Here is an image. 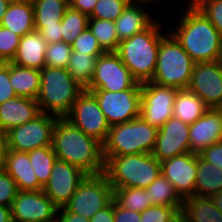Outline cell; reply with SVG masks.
I'll return each instance as SVG.
<instances>
[{
    "label": "cell",
    "mask_w": 222,
    "mask_h": 222,
    "mask_svg": "<svg viewBox=\"0 0 222 222\" xmlns=\"http://www.w3.org/2000/svg\"><path fill=\"white\" fill-rule=\"evenodd\" d=\"M52 148L57 159L78 167L87 175L105 171L103 145L65 118H58L54 125Z\"/></svg>",
    "instance_id": "obj_1"
},
{
    "label": "cell",
    "mask_w": 222,
    "mask_h": 222,
    "mask_svg": "<svg viewBox=\"0 0 222 222\" xmlns=\"http://www.w3.org/2000/svg\"><path fill=\"white\" fill-rule=\"evenodd\" d=\"M188 3L174 31H168L195 63L221 60L222 36L191 1Z\"/></svg>",
    "instance_id": "obj_2"
},
{
    "label": "cell",
    "mask_w": 222,
    "mask_h": 222,
    "mask_svg": "<svg viewBox=\"0 0 222 222\" xmlns=\"http://www.w3.org/2000/svg\"><path fill=\"white\" fill-rule=\"evenodd\" d=\"M162 23L155 20L147 29L120 41L115 53L132 76L144 83L153 79L163 33Z\"/></svg>",
    "instance_id": "obj_3"
},
{
    "label": "cell",
    "mask_w": 222,
    "mask_h": 222,
    "mask_svg": "<svg viewBox=\"0 0 222 222\" xmlns=\"http://www.w3.org/2000/svg\"><path fill=\"white\" fill-rule=\"evenodd\" d=\"M83 90L67 68L45 66L40 70V92L36 99L40 112L64 118Z\"/></svg>",
    "instance_id": "obj_4"
},
{
    "label": "cell",
    "mask_w": 222,
    "mask_h": 222,
    "mask_svg": "<svg viewBox=\"0 0 222 222\" xmlns=\"http://www.w3.org/2000/svg\"><path fill=\"white\" fill-rule=\"evenodd\" d=\"M113 188H147L160 174V162L152 153L112 156L105 171Z\"/></svg>",
    "instance_id": "obj_5"
},
{
    "label": "cell",
    "mask_w": 222,
    "mask_h": 222,
    "mask_svg": "<svg viewBox=\"0 0 222 222\" xmlns=\"http://www.w3.org/2000/svg\"><path fill=\"white\" fill-rule=\"evenodd\" d=\"M158 129L141 117L110 126L107 140L103 144V159L112 156L152 153Z\"/></svg>",
    "instance_id": "obj_6"
},
{
    "label": "cell",
    "mask_w": 222,
    "mask_h": 222,
    "mask_svg": "<svg viewBox=\"0 0 222 222\" xmlns=\"http://www.w3.org/2000/svg\"><path fill=\"white\" fill-rule=\"evenodd\" d=\"M167 32L162 36L159 45L156 70L151 82L187 89L195 62L175 37L169 31Z\"/></svg>",
    "instance_id": "obj_7"
},
{
    "label": "cell",
    "mask_w": 222,
    "mask_h": 222,
    "mask_svg": "<svg viewBox=\"0 0 222 222\" xmlns=\"http://www.w3.org/2000/svg\"><path fill=\"white\" fill-rule=\"evenodd\" d=\"M114 201V189L105 173L86 175L70 201L63 206L67 212L91 219L99 210Z\"/></svg>",
    "instance_id": "obj_8"
},
{
    "label": "cell",
    "mask_w": 222,
    "mask_h": 222,
    "mask_svg": "<svg viewBox=\"0 0 222 222\" xmlns=\"http://www.w3.org/2000/svg\"><path fill=\"white\" fill-rule=\"evenodd\" d=\"M141 85L115 52H105L96 59L92 80L85 90L119 92L141 89Z\"/></svg>",
    "instance_id": "obj_9"
},
{
    "label": "cell",
    "mask_w": 222,
    "mask_h": 222,
    "mask_svg": "<svg viewBox=\"0 0 222 222\" xmlns=\"http://www.w3.org/2000/svg\"><path fill=\"white\" fill-rule=\"evenodd\" d=\"M64 118L102 145L107 140L110 125L90 91L84 89L78 95L71 110Z\"/></svg>",
    "instance_id": "obj_10"
},
{
    "label": "cell",
    "mask_w": 222,
    "mask_h": 222,
    "mask_svg": "<svg viewBox=\"0 0 222 222\" xmlns=\"http://www.w3.org/2000/svg\"><path fill=\"white\" fill-rule=\"evenodd\" d=\"M180 89L151 81L141 85L140 117L157 129L173 117V107Z\"/></svg>",
    "instance_id": "obj_11"
},
{
    "label": "cell",
    "mask_w": 222,
    "mask_h": 222,
    "mask_svg": "<svg viewBox=\"0 0 222 222\" xmlns=\"http://www.w3.org/2000/svg\"><path fill=\"white\" fill-rule=\"evenodd\" d=\"M59 117L41 112L34 119L7 132L9 150L29 152L52 146L53 128Z\"/></svg>",
    "instance_id": "obj_12"
},
{
    "label": "cell",
    "mask_w": 222,
    "mask_h": 222,
    "mask_svg": "<svg viewBox=\"0 0 222 222\" xmlns=\"http://www.w3.org/2000/svg\"><path fill=\"white\" fill-rule=\"evenodd\" d=\"M141 89H126L119 92L87 90L96 98L110 126L140 117Z\"/></svg>",
    "instance_id": "obj_13"
},
{
    "label": "cell",
    "mask_w": 222,
    "mask_h": 222,
    "mask_svg": "<svg viewBox=\"0 0 222 222\" xmlns=\"http://www.w3.org/2000/svg\"><path fill=\"white\" fill-rule=\"evenodd\" d=\"M187 89L209 108H217L222 103V60L195 63Z\"/></svg>",
    "instance_id": "obj_14"
},
{
    "label": "cell",
    "mask_w": 222,
    "mask_h": 222,
    "mask_svg": "<svg viewBox=\"0 0 222 222\" xmlns=\"http://www.w3.org/2000/svg\"><path fill=\"white\" fill-rule=\"evenodd\" d=\"M57 211L43 190L19 191L11 205L13 222H55Z\"/></svg>",
    "instance_id": "obj_15"
},
{
    "label": "cell",
    "mask_w": 222,
    "mask_h": 222,
    "mask_svg": "<svg viewBox=\"0 0 222 222\" xmlns=\"http://www.w3.org/2000/svg\"><path fill=\"white\" fill-rule=\"evenodd\" d=\"M86 175L78 167L57 159L49 181L43 186V192L58 208H61L70 201Z\"/></svg>",
    "instance_id": "obj_16"
},
{
    "label": "cell",
    "mask_w": 222,
    "mask_h": 222,
    "mask_svg": "<svg viewBox=\"0 0 222 222\" xmlns=\"http://www.w3.org/2000/svg\"><path fill=\"white\" fill-rule=\"evenodd\" d=\"M185 153H190L189 125L172 117L158 129L152 155L161 162Z\"/></svg>",
    "instance_id": "obj_17"
},
{
    "label": "cell",
    "mask_w": 222,
    "mask_h": 222,
    "mask_svg": "<svg viewBox=\"0 0 222 222\" xmlns=\"http://www.w3.org/2000/svg\"><path fill=\"white\" fill-rule=\"evenodd\" d=\"M160 165L161 174L174 185L182 199L195 195L197 154L190 152L174 156L161 161Z\"/></svg>",
    "instance_id": "obj_18"
},
{
    "label": "cell",
    "mask_w": 222,
    "mask_h": 222,
    "mask_svg": "<svg viewBox=\"0 0 222 222\" xmlns=\"http://www.w3.org/2000/svg\"><path fill=\"white\" fill-rule=\"evenodd\" d=\"M222 141V116L217 108H209L189 125L190 152L201 153L214 143Z\"/></svg>",
    "instance_id": "obj_19"
},
{
    "label": "cell",
    "mask_w": 222,
    "mask_h": 222,
    "mask_svg": "<svg viewBox=\"0 0 222 222\" xmlns=\"http://www.w3.org/2000/svg\"><path fill=\"white\" fill-rule=\"evenodd\" d=\"M36 99L16 96L0 104V131L11 129L34 119L40 114Z\"/></svg>",
    "instance_id": "obj_20"
},
{
    "label": "cell",
    "mask_w": 222,
    "mask_h": 222,
    "mask_svg": "<svg viewBox=\"0 0 222 222\" xmlns=\"http://www.w3.org/2000/svg\"><path fill=\"white\" fill-rule=\"evenodd\" d=\"M3 168L14 179L19 191L43 190L30 163L28 152L9 150Z\"/></svg>",
    "instance_id": "obj_21"
},
{
    "label": "cell",
    "mask_w": 222,
    "mask_h": 222,
    "mask_svg": "<svg viewBox=\"0 0 222 222\" xmlns=\"http://www.w3.org/2000/svg\"><path fill=\"white\" fill-rule=\"evenodd\" d=\"M48 43L34 30L20 38L13 64L42 70L46 66L45 53Z\"/></svg>",
    "instance_id": "obj_22"
},
{
    "label": "cell",
    "mask_w": 222,
    "mask_h": 222,
    "mask_svg": "<svg viewBox=\"0 0 222 222\" xmlns=\"http://www.w3.org/2000/svg\"><path fill=\"white\" fill-rule=\"evenodd\" d=\"M130 2L122 14L114 21L119 41L130 38L147 29L154 21L145 9V4Z\"/></svg>",
    "instance_id": "obj_23"
},
{
    "label": "cell",
    "mask_w": 222,
    "mask_h": 222,
    "mask_svg": "<svg viewBox=\"0 0 222 222\" xmlns=\"http://www.w3.org/2000/svg\"><path fill=\"white\" fill-rule=\"evenodd\" d=\"M0 26L5 27L20 37L35 30L32 0L12 1L2 18Z\"/></svg>",
    "instance_id": "obj_24"
},
{
    "label": "cell",
    "mask_w": 222,
    "mask_h": 222,
    "mask_svg": "<svg viewBox=\"0 0 222 222\" xmlns=\"http://www.w3.org/2000/svg\"><path fill=\"white\" fill-rule=\"evenodd\" d=\"M181 213L185 222H222V213L210 197H186L183 199Z\"/></svg>",
    "instance_id": "obj_25"
},
{
    "label": "cell",
    "mask_w": 222,
    "mask_h": 222,
    "mask_svg": "<svg viewBox=\"0 0 222 222\" xmlns=\"http://www.w3.org/2000/svg\"><path fill=\"white\" fill-rule=\"evenodd\" d=\"M9 79L17 96L37 99L40 92V70L9 62Z\"/></svg>",
    "instance_id": "obj_26"
},
{
    "label": "cell",
    "mask_w": 222,
    "mask_h": 222,
    "mask_svg": "<svg viewBox=\"0 0 222 222\" xmlns=\"http://www.w3.org/2000/svg\"><path fill=\"white\" fill-rule=\"evenodd\" d=\"M195 196L211 197L222 191V169L197 155Z\"/></svg>",
    "instance_id": "obj_27"
},
{
    "label": "cell",
    "mask_w": 222,
    "mask_h": 222,
    "mask_svg": "<svg viewBox=\"0 0 222 222\" xmlns=\"http://www.w3.org/2000/svg\"><path fill=\"white\" fill-rule=\"evenodd\" d=\"M208 109L209 107L197 95L188 89H180L174 102L173 117L190 125Z\"/></svg>",
    "instance_id": "obj_28"
},
{
    "label": "cell",
    "mask_w": 222,
    "mask_h": 222,
    "mask_svg": "<svg viewBox=\"0 0 222 222\" xmlns=\"http://www.w3.org/2000/svg\"><path fill=\"white\" fill-rule=\"evenodd\" d=\"M35 26L58 25L69 7V0H32Z\"/></svg>",
    "instance_id": "obj_29"
},
{
    "label": "cell",
    "mask_w": 222,
    "mask_h": 222,
    "mask_svg": "<svg viewBox=\"0 0 222 222\" xmlns=\"http://www.w3.org/2000/svg\"><path fill=\"white\" fill-rule=\"evenodd\" d=\"M145 190L152 199V205L182 207L183 199L176 192L174 185L160 174Z\"/></svg>",
    "instance_id": "obj_30"
},
{
    "label": "cell",
    "mask_w": 222,
    "mask_h": 222,
    "mask_svg": "<svg viewBox=\"0 0 222 222\" xmlns=\"http://www.w3.org/2000/svg\"><path fill=\"white\" fill-rule=\"evenodd\" d=\"M99 56L101 55H89L72 50L67 70L73 79L84 89L92 80L95 62Z\"/></svg>",
    "instance_id": "obj_31"
},
{
    "label": "cell",
    "mask_w": 222,
    "mask_h": 222,
    "mask_svg": "<svg viewBox=\"0 0 222 222\" xmlns=\"http://www.w3.org/2000/svg\"><path fill=\"white\" fill-rule=\"evenodd\" d=\"M114 200L124 209L142 212L153 206L152 199L144 188H113Z\"/></svg>",
    "instance_id": "obj_32"
},
{
    "label": "cell",
    "mask_w": 222,
    "mask_h": 222,
    "mask_svg": "<svg viewBox=\"0 0 222 222\" xmlns=\"http://www.w3.org/2000/svg\"><path fill=\"white\" fill-rule=\"evenodd\" d=\"M28 154L38 182L44 186L49 181L57 156L52 146L36 148L29 151Z\"/></svg>",
    "instance_id": "obj_33"
},
{
    "label": "cell",
    "mask_w": 222,
    "mask_h": 222,
    "mask_svg": "<svg viewBox=\"0 0 222 222\" xmlns=\"http://www.w3.org/2000/svg\"><path fill=\"white\" fill-rule=\"evenodd\" d=\"M88 28L105 52H115L117 50L120 41L113 21L89 18Z\"/></svg>",
    "instance_id": "obj_34"
},
{
    "label": "cell",
    "mask_w": 222,
    "mask_h": 222,
    "mask_svg": "<svg viewBox=\"0 0 222 222\" xmlns=\"http://www.w3.org/2000/svg\"><path fill=\"white\" fill-rule=\"evenodd\" d=\"M88 20L87 14L69 6L61 21L62 41L71 45L80 33L88 27Z\"/></svg>",
    "instance_id": "obj_35"
},
{
    "label": "cell",
    "mask_w": 222,
    "mask_h": 222,
    "mask_svg": "<svg viewBox=\"0 0 222 222\" xmlns=\"http://www.w3.org/2000/svg\"><path fill=\"white\" fill-rule=\"evenodd\" d=\"M131 0H98L89 18L115 21Z\"/></svg>",
    "instance_id": "obj_36"
},
{
    "label": "cell",
    "mask_w": 222,
    "mask_h": 222,
    "mask_svg": "<svg viewBox=\"0 0 222 222\" xmlns=\"http://www.w3.org/2000/svg\"><path fill=\"white\" fill-rule=\"evenodd\" d=\"M72 48L70 44L63 41L56 43H48L45 61L48 67L67 68Z\"/></svg>",
    "instance_id": "obj_37"
},
{
    "label": "cell",
    "mask_w": 222,
    "mask_h": 222,
    "mask_svg": "<svg viewBox=\"0 0 222 222\" xmlns=\"http://www.w3.org/2000/svg\"><path fill=\"white\" fill-rule=\"evenodd\" d=\"M212 23L222 36V0H189Z\"/></svg>",
    "instance_id": "obj_38"
},
{
    "label": "cell",
    "mask_w": 222,
    "mask_h": 222,
    "mask_svg": "<svg viewBox=\"0 0 222 222\" xmlns=\"http://www.w3.org/2000/svg\"><path fill=\"white\" fill-rule=\"evenodd\" d=\"M182 207L153 205L141 212V222H170L180 212Z\"/></svg>",
    "instance_id": "obj_39"
},
{
    "label": "cell",
    "mask_w": 222,
    "mask_h": 222,
    "mask_svg": "<svg viewBox=\"0 0 222 222\" xmlns=\"http://www.w3.org/2000/svg\"><path fill=\"white\" fill-rule=\"evenodd\" d=\"M20 36L13 33L9 29L0 26V58L4 63L12 62L15 58Z\"/></svg>",
    "instance_id": "obj_40"
},
{
    "label": "cell",
    "mask_w": 222,
    "mask_h": 222,
    "mask_svg": "<svg viewBox=\"0 0 222 222\" xmlns=\"http://www.w3.org/2000/svg\"><path fill=\"white\" fill-rule=\"evenodd\" d=\"M71 48L73 51L89 55H103L105 53L88 27L74 40Z\"/></svg>",
    "instance_id": "obj_41"
},
{
    "label": "cell",
    "mask_w": 222,
    "mask_h": 222,
    "mask_svg": "<svg viewBox=\"0 0 222 222\" xmlns=\"http://www.w3.org/2000/svg\"><path fill=\"white\" fill-rule=\"evenodd\" d=\"M18 192L14 179L0 166V204L11 207Z\"/></svg>",
    "instance_id": "obj_42"
},
{
    "label": "cell",
    "mask_w": 222,
    "mask_h": 222,
    "mask_svg": "<svg viewBox=\"0 0 222 222\" xmlns=\"http://www.w3.org/2000/svg\"><path fill=\"white\" fill-rule=\"evenodd\" d=\"M16 96L9 79V62L3 63L0 66V104Z\"/></svg>",
    "instance_id": "obj_43"
},
{
    "label": "cell",
    "mask_w": 222,
    "mask_h": 222,
    "mask_svg": "<svg viewBox=\"0 0 222 222\" xmlns=\"http://www.w3.org/2000/svg\"><path fill=\"white\" fill-rule=\"evenodd\" d=\"M198 155L208 163L222 169V141L212 144Z\"/></svg>",
    "instance_id": "obj_44"
},
{
    "label": "cell",
    "mask_w": 222,
    "mask_h": 222,
    "mask_svg": "<svg viewBox=\"0 0 222 222\" xmlns=\"http://www.w3.org/2000/svg\"><path fill=\"white\" fill-rule=\"evenodd\" d=\"M35 30L39 32L47 43H56L62 41L61 22L52 26H35Z\"/></svg>",
    "instance_id": "obj_45"
},
{
    "label": "cell",
    "mask_w": 222,
    "mask_h": 222,
    "mask_svg": "<svg viewBox=\"0 0 222 222\" xmlns=\"http://www.w3.org/2000/svg\"><path fill=\"white\" fill-rule=\"evenodd\" d=\"M141 212L122 208L114 200V222H141Z\"/></svg>",
    "instance_id": "obj_46"
},
{
    "label": "cell",
    "mask_w": 222,
    "mask_h": 222,
    "mask_svg": "<svg viewBox=\"0 0 222 222\" xmlns=\"http://www.w3.org/2000/svg\"><path fill=\"white\" fill-rule=\"evenodd\" d=\"M98 0H69V6L88 16L93 12Z\"/></svg>",
    "instance_id": "obj_47"
},
{
    "label": "cell",
    "mask_w": 222,
    "mask_h": 222,
    "mask_svg": "<svg viewBox=\"0 0 222 222\" xmlns=\"http://www.w3.org/2000/svg\"><path fill=\"white\" fill-rule=\"evenodd\" d=\"M55 222H90V220L82 215L67 212L63 207H61L58 208Z\"/></svg>",
    "instance_id": "obj_48"
},
{
    "label": "cell",
    "mask_w": 222,
    "mask_h": 222,
    "mask_svg": "<svg viewBox=\"0 0 222 222\" xmlns=\"http://www.w3.org/2000/svg\"><path fill=\"white\" fill-rule=\"evenodd\" d=\"M90 222H114V201L93 215Z\"/></svg>",
    "instance_id": "obj_49"
},
{
    "label": "cell",
    "mask_w": 222,
    "mask_h": 222,
    "mask_svg": "<svg viewBox=\"0 0 222 222\" xmlns=\"http://www.w3.org/2000/svg\"><path fill=\"white\" fill-rule=\"evenodd\" d=\"M8 151L9 144L7 133L0 131V166H3Z\"/></svg>",
    "instance_id": "obj_50"
},
{
    "label": "cell",
    "mask_w": 222,
    "mask_h": 222,
    "mask_svg": "<svg viewBox=\"0 0 222 222\" xmlns=\"http://www.w3.org/2000/svg\"><path fill=\"white\" fill-rule=\"evenodd\" d=\"M0 222H13L11 207L0 204Z\"/></svg>",
    "instance_id": "obj_51"
},
{
    "label": "cell",
    "mask_w": 222,
    "mask_h": 222,
    "mask_svg": "<svg viewBox=\"0 0 222 222\" xmlns=\"http://www.w3.org/2000/svg\"><path fill=\"white\" fill-rule=\"evenodd\" d=\"M210 198L213 200L216 208L222 213V191L213 194Z\"/></svg>",
    "instance_id": "obj_52"
},
{
    "label": "cell",
    "mask_w": 222,
    "mask_h": 222,
    "mask_svg": "<svg viewBox=\"0 0 222 222\" xmlns=\"http://www.w3.org/2000/svg\"><path fill=\"white\" fill-rule=\"evenodd\" d=\"M10 3L11 2L8 0H0V24L2 22V18L5 15Z\"/></svg>",
    "instance_id": "obj_53"
},
{
    "label": "cell",
    "mask_w": 222,
    "mask_h": 222,
    "mask_svg": "<svg viewBox=\"0 0 222 222\" xmlns=\"http://www.w3.org/2000/svg\"><path fill=\"white\" fill-rule=\"evenodd\" d=\"M170 222H185L183 214L180 212L172 221Z\"/></svg>",
    "instance_id": "obj_54"
},
{
    "label": "cell",
    "mask_w": 222,
    "mask_h": 222,
    "mask_svg": "<svg viewBox=\"0 0 222 222\" xmlns=\"http://www.w3.org/2000/svg\"><path fill=\"white\" fill-rule=\"evenodd\" d=\"M153 1H154V3H155V1L158 3L157 0H131V2H138V3H142V4H147V6L149 3L152 4Z\"/></svg>",
    "instance_id": "obj_55"
},
{
    "label": "cell",
    "mask_w": 222,
    "mask_h": 222,
    "mask_svg": "<svg viewBox=\"0 0 222 222\" xmlns=\"http://www.w3.org/2000/svg\"><path fill=\"white\" fill-rule=\"evenodd\" d=\"M217 110L220 112V114L222 116V103L217 107Z\"/></svg>",
    "instance_id": "obj_56"
},
{
    "label": "cell",
    "mask_w": 222,
    "mask_h": 222,
    "mask_svg": "<svg viewBox=\"0 0 222 222\" xmlns=\"http://www.w3.org/2000/svg\"><path fill=\"white\" fill-rule=\"evenodd\" d=\"M4 63V61L0 58V66Z\"/></svg>",
    "instance_id": "obj_57"
}]
</instances>
